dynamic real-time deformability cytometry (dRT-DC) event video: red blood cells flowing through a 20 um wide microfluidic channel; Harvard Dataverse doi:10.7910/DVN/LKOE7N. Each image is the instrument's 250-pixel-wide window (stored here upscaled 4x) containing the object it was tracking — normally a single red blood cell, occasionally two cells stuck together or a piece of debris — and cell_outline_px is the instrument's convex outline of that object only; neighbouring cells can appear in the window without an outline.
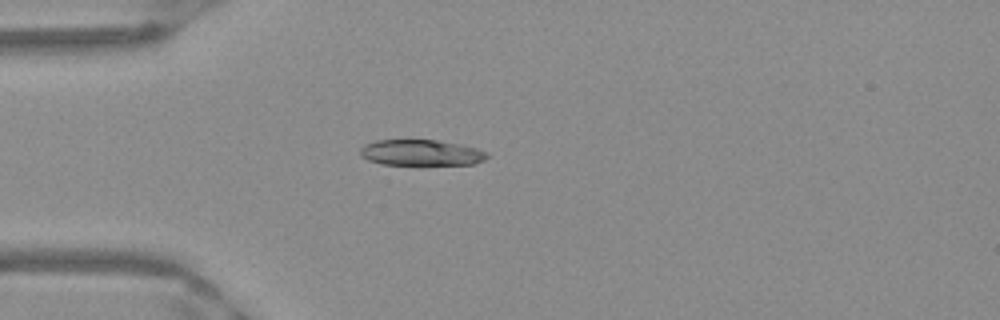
{"species": "Egyptian fruit bat (a non-hibernating species)", "species_latin": "Rousettus aegyptiacus", "temperature_condition": "warm", "stored_images_in_passage": 47, "camera_frame_rate_fps": 3000, "um_per_image_px": 0.085, "frame": {"image": 1, "passage_image": 10, "time_ms": 3.0, "image_size_px": [1000, 320], "cell_outline_px": [[488, 156], [484, 160], [472, 164], [380, 164], [368, 160], [360, 156], [360, 148], [364, 144], [376, 140], [436, 140], [460, 144], [476, 148], [488, 152]], "centroid_in_image_um": [35.77, 12.97], "position_along_channel_um": 49.2, "area_um2": 19.07}}
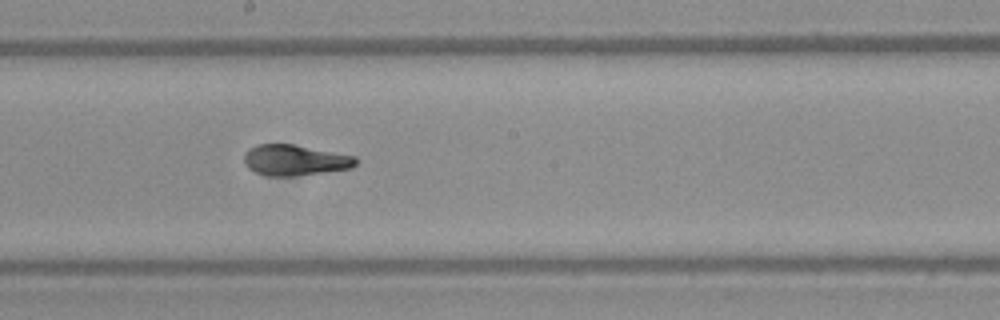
{"frame": {"image": 2, "passage_image": 24, "time_ms": 7.667, "image_size_px": [1000, 320], "cell_outline_px": [[356, 164], [352, 168], [324, 172], [292, 176], [268, 176], [256, 172], [248, 168], [244, 164], [244, 152], [248, 148], [256, 144], [292, 144], [356, 156]], "centroid_in_image_um": [25.03, 13.61], "position_along_channel_um": 223.2, "area_um2": 20.06}}
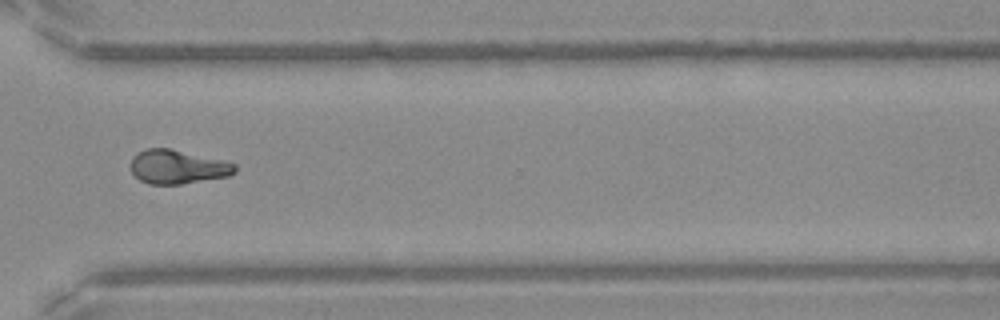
{"frame": {"image": 3, "passage_image": 34, "time_ms": 11.0, "image_size_px": [1000, 320], "cell_outline_px": [[236, 172], [228, 176], [180, 184], [148, 184], [140, 180], [132, 172], [132, 156], [148, 148], [168, 148], [220, 160], [236, 164]], "centroid_in_image_um": [15.08, 14.19], "position_along_channel_um": 355.5, "area_um2": 20.17}, "authors_computed_cell_mechanics": {"area_um2": 20.2878, "velocity_mm_per_s": 3.9726, "shape_relaxation_time_tau1_ms": 8.0139, "shape_relaxation_time_tau2_ms": 1.5395, "deformation_change_tau1": 0.2656, "deformation_change_tau2": 0.0645}}